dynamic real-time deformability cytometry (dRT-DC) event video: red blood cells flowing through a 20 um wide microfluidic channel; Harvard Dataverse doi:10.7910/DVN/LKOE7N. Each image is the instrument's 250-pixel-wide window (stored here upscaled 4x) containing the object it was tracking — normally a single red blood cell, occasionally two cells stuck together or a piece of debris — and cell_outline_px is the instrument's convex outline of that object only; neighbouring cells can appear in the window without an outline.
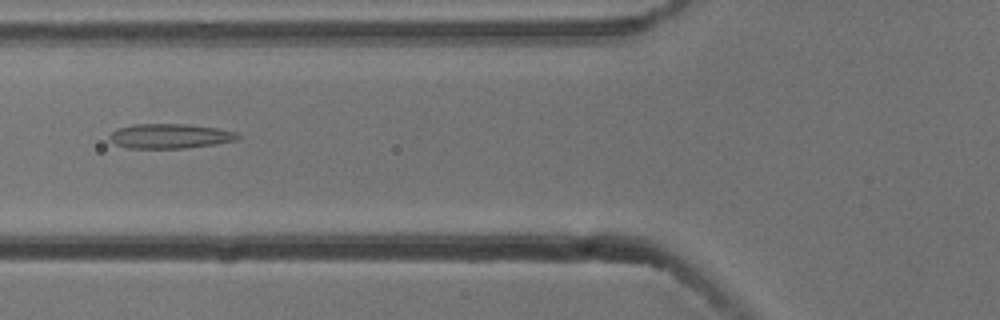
{"species": "common noctule bat (a hibernating species)", "species_latin": "Nyctalus noctula", "temperature_condition": "cold", "stored_images_in_passage": 53, "camera_frame_rate_fps": 3000, "um_per_image_px": 0.085, "animal": {"sex": "male", "body_mass_g": 13.3}, "frame": {"image": 1, "passage_image": 20, "time_ms": 6.333, "image_size_px": [1000, 320], "cell_outline_px": [[240, 136], [236, 140], [188, 148], [128, 148], [116, 144], [108, 136], [116, 128], [132, 124], [188, 124], [216, 128], [236, 132]], "centroid_in_image_um": [14.42, 11.56], "position_along_channel_um": 111.4, "area_um2": 18.32}}
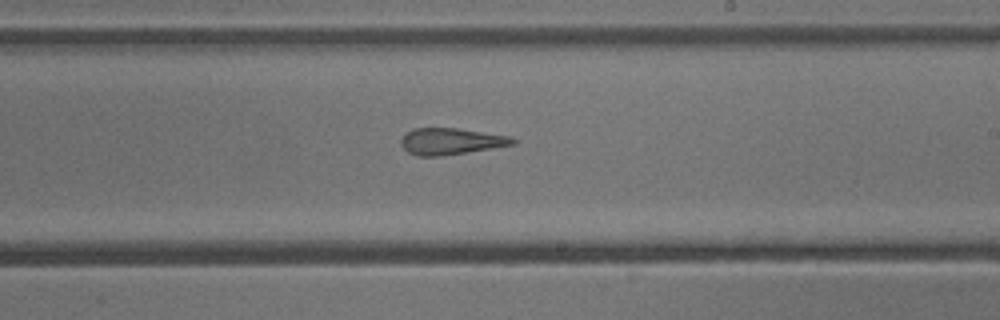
{"frame": {"image": 2, "passage_image": 31, "time_ms": 10.0, "image_size_px": [1000, 320], "cell_outline_px": [[516, 144], [492, 148], [440, 156], [416, 156], [408, 152], [400, 144], [400, 140], [404, 132], [412, 128], [460, 128], [512, 136], [516, 140]], "centroid_in_image_um": [38.31, 12.0], "position_along_channel_um": 250.7, "area_um2": 17.51}}
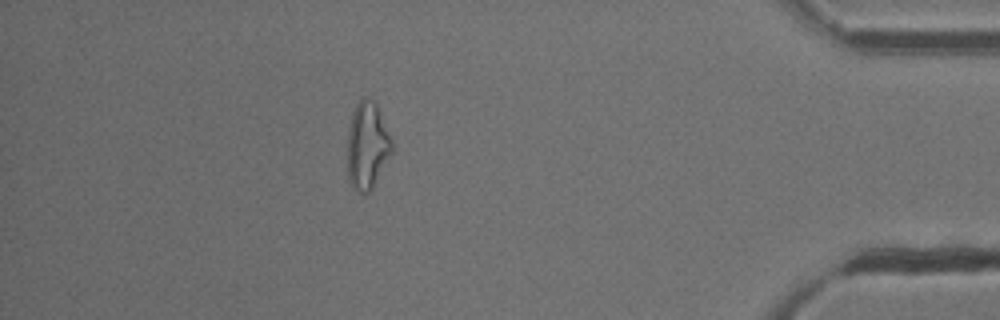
{"frame": {"image": 3, "passage_image": 47, "time_ms": 15.333, "image_size_px": [1000, 320], "cell_outline_px": [[392, 152], [372, 188], [368, 192], [360, 192], [352, 188], [348, 176], [348, 132], [352, 112], [360, 96], [368, 96], [376, 104], [392, 140]], "centroid_in_image_um": [31.2, 12.33], "position_along_channel_um": 404.0, "area_um2": 22.43}, "authors_computed_cell_mechanics": {"area_um2": 19.7676, "velocity_mm_per_s": 3.7917, "shape_relaxation_time_tau1_ms": null, "shape_relaxation_time_tau2_ms": 3.1769, "deformation_change_tau1": null, "deformation_change_tau2": 0.1332}}